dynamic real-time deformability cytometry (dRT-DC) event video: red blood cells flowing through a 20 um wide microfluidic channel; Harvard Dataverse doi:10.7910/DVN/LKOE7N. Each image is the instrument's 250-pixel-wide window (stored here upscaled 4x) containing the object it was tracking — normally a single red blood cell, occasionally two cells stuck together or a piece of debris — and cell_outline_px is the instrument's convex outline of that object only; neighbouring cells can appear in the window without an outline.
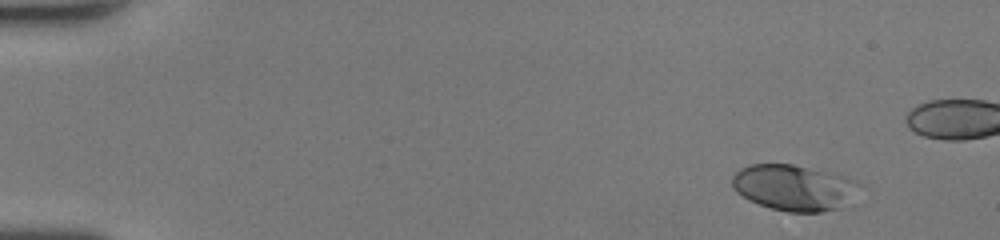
{"species": "human", "species_latin": "Homo sapiens", "temperature_condition": "room temperature", "stored_images_in_passage": 42, "camera_frame_rate_fps": 3000, "um_per_image_px": 0.085, "donor": {"sex": "female"}, "frame": {"image": 1, "passage_image": 1, "time_ms": 0.0, "image_size_px": [1000, 240], "cell_outline_px": [[848, 184], [840, 208], [820, 212], [788, 212], [772, 208], [748, 200], [736, 192], [732, 188], [732, 176], [740, 168], [748, 164], [792, 164], [840, 176], [848, 180]], "centroid_in_image_um": [67.16, 15.94], "position_along_channel_um": 17.8, "area_um2": 31.91}}
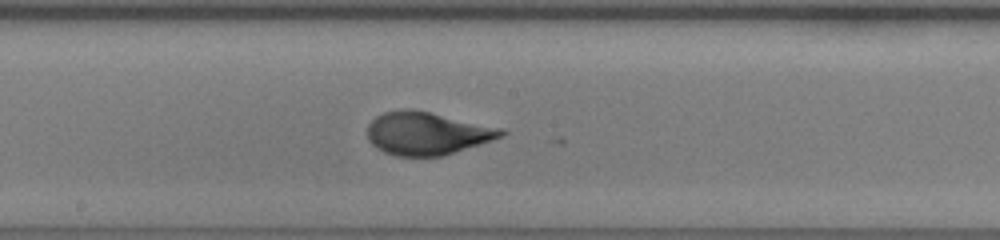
{"frame": {"image": 2, "passage_image": 24, "time_ms": 7.667, "image_size_px": [1000, 240], "cell_outline_px": [[508, 132], [504, 136], [444, 156], [396, 156], [384, 152], [376, 148], [368, 140], [368, 124], [376, 116], [384, 112], [404, 108], [412, 108], [500, 128]], "centroid_in_image_um": [36.26, 11.34], "position_along_channel_um": 211.9, "area_um2": 33.41}}
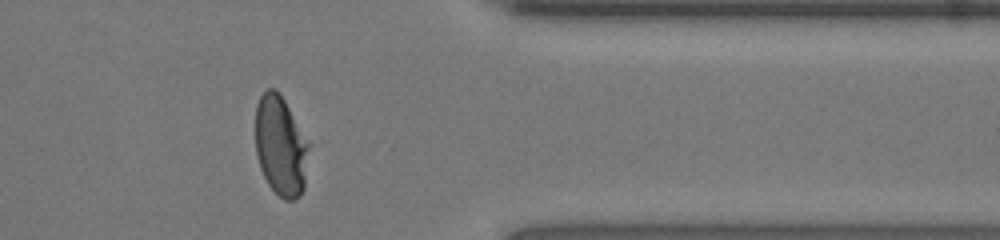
{"frame": {"image": 3, "passage_image": 37, "time_ms": 12.0, "image_size_px": [1000, 240], "cell_outline_px": [[308, 148], [304, 188], [300, 196], [292, 200], [284, 200], [268, 184], [260, 168], [256, 156], [256, 104], [260, 96], [268, 88], [276, 88], [284, 100], [308, 144]], "centroid_in_image_um": [23.82, 12.41], "position_along_channel_um": 387.6, "area_um2": 30.58}, "authors_computed_cell_mechanics": {"area_um2": 32.946, "velocity_mm_per_s": 4.2963, "shape_relaxation_time_tau1_ms": 4.1235, "shape_relaxation_time_tau2_ms": null, "deformation_change_tau1": 0.2338, "deformation_change_tau2": null}}